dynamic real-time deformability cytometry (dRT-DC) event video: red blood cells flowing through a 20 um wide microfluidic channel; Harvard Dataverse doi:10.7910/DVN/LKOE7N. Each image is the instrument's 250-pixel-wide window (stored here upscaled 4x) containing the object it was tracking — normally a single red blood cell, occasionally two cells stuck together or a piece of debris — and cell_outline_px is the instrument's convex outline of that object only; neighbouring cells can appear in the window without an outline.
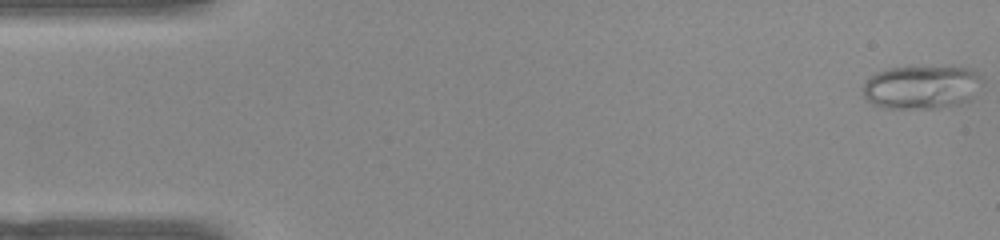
{"species": "common noctule bat (a hibernating species)", "species_latin": "Nyctalus noctula", "temperature_condition": "warm", "stored_images_in_passage": 52, "camera_frame_rate_fps": 3000, "um_per_image_px": 0.085, "animal": {"sex": "female", "body_mass_g": 22.0, "forearm_length_mm": 56.7}, "frame": {"image": 1, "passage_image": 1, "time_ms": 0.0, "image_size_px": [1000, 240], "cell_outline_px": [[984, 80], [968, 100], [960, 104], [936, 108], [884, 108], [872, 104], [864, 96], [864, 84], [876, 72], [888, 68], [912, 64], [968, 68], [984, 76]], "centroid_in_image_um": [78.34, 7.36], "position_along_channel_um": 6.7, "area_um2": 30.92}}
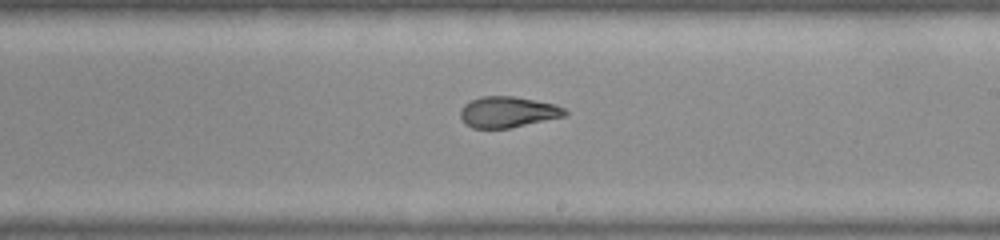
{"frame": {"image": 2, "passage_image": 30, "time_ms": 9.667, "image_size_px": [1000, 240], "cell_outline_px": [[568, 116], [508, 128], [472, 128], [464, 124], [460, 116], [460, 108], [464, 104], [480, 96], [512, 96], [556, 104], [564, 108], [568, 112]], "centroid_in_image_um": [43.16, 9.52], "position_along_channel_um": 245.8, "area_um2": 19.02}}
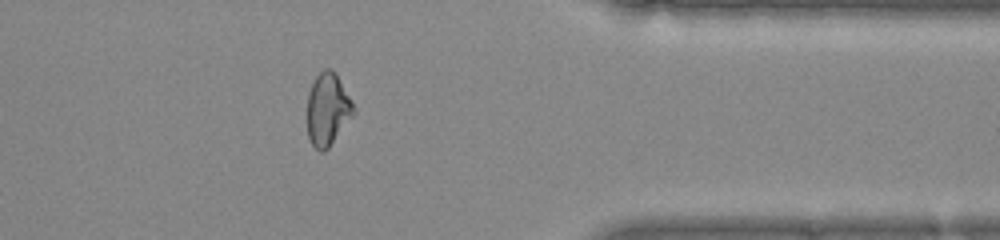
{"frame": {"image": 3, "passage_image": 42, "time_ms": 13.667, "image_size_px": [1000, 240], "cell_outline_px": [[356, 112], [328, 148], [324, 152], [320, 152], [312, 144], [308, 136], [308, 92], [316, 76], [324, 68], [332, 68], [336, 72], [356, 108]], "centroid_in_image_um": [27.87, 9.27], "position_along_channel_um": 383.5, "area_um2": 19.65}, "authors_computed_cell_mechanics": {"area_um2": 20.519, "velocity_mm_per_s": 3.8602, "shape_relaxation_time_tau1_ms": null, "shape_relaxation_time_tau2_ms": 1.6944, "deformation_change_tau1": null, "deformation_change_tau2": 0.0839}}